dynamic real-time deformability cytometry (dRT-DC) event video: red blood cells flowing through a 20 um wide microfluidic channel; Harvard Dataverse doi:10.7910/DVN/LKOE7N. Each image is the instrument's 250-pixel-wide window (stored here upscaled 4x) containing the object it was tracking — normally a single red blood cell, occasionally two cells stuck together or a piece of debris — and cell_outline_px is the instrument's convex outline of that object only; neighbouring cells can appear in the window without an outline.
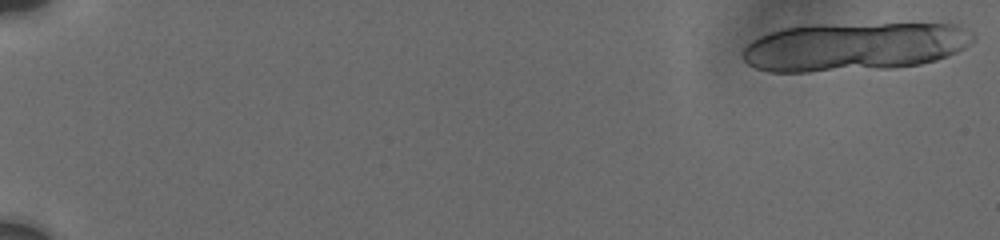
{"species": "human", "species_latin": "Homo sapiens", "temperature_condition": "cold", "stored_images_in_passage": 24, "camera_frame_rate_fps": 3000, "um_per_image_px": 0.085, "donor": {"sex": "male"}, "frame": {"image": 1, "passage_image": 1, "time_ms": 0.0, "image_size_px": [1000, 240], "cell_outline_px": [[976, 40], [964, 48], [948, 56], [936, 60], [920, 64], [892, 68], [808, 72], [768, 72], [756, 68], [748, 64], [740, 56], [744, 48], [752, 40], [760, 36], [784, 28], [808, 24], [952, 24], [972, 32], [976, 36]], "centroid_in_image_um": [72.59, 3.97], "position_along_channel_um": 12.4, "area_um2": 65.72}}
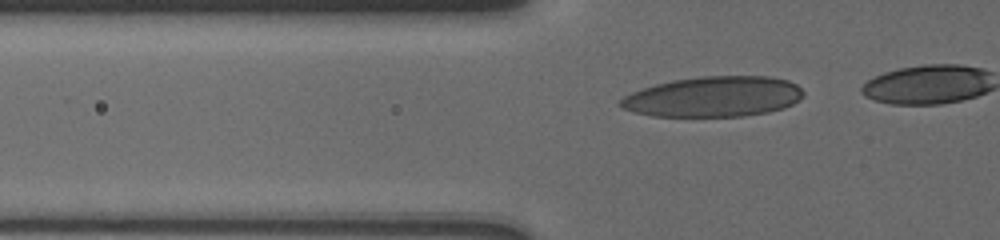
{"frame": {"image": 2, "passage_image": 17, "time_ms": 5.667, "image_size_px": [1000, 240], "cell_outline_px": [[804, 96], [800, 100], [784, 108], [768, 112], [740, 116], [652, 116], [636, 112], [624, 108], [616, 104], [624, 96], [632, 92], [656, 84], [676, 80], [704, 76], [768, 76], [788, 80], [796, 84], [804, 92]], "centroid_in_image_um": [60.68, 8.22], "position_along_channel_um": 65.1, "area_um2": 42.89}}
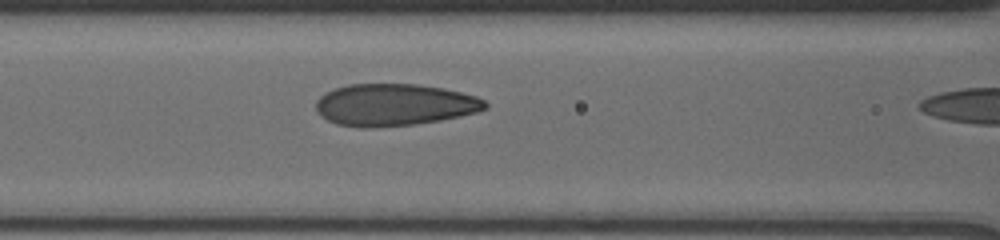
{"frame": {"image": 3, "passage_image": 23, "time_ms": 7.667, "image_size_px": [1000, 240], "cell_outline_px": [[488, 108], [476, 112], [460, 116], [440, 120], [412, 124], [368, 128], [360, 128], [336, 124], [320, 116], [316, 112], [316, 100], [324, 92], [348, 84], [416, 84], [444, 88], [476, 96], [484, 100], [488, 104]], "centroid_in_image_um": [33.49, 8.91], "position_along_channel_um": 133.1, "area_um2": 41.56}}